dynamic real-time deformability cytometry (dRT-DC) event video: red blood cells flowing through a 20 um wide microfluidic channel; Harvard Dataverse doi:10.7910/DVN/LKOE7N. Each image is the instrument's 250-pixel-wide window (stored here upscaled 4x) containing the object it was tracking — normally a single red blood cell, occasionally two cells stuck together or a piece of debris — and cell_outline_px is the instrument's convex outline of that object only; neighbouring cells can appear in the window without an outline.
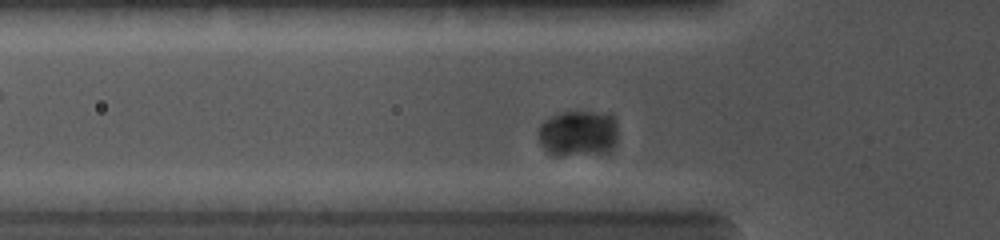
{"species": "common noctule bat (a hibernating species)", "species_latin": "Nyctalus noctula", "temperature_condition": "cold", "stored_images_in_passage": 57, "camera_frame_rate_fps": 5000, "um_per_image_px": 0.085, "animal": {"sex": "female", "body_mass_g": 19.0, "forearm_length_mm": 56.7}, "frame": {"image": 1, "passage_image": 13, "time_ms": 2.0, "image_size_px": [1000, 240], "cell_outline_px": [[616, 144], [612, 152], [560, 156], [552, 156], [544, 148], [536, 132], [540, 124], [544, 120], [552, 116], [564, 112], [612, 112], [616, 120]], "centroid_in_image_um": [49.17, 11.34], "position_along_channel_um": 76.6, "area_um2": 21.91}}
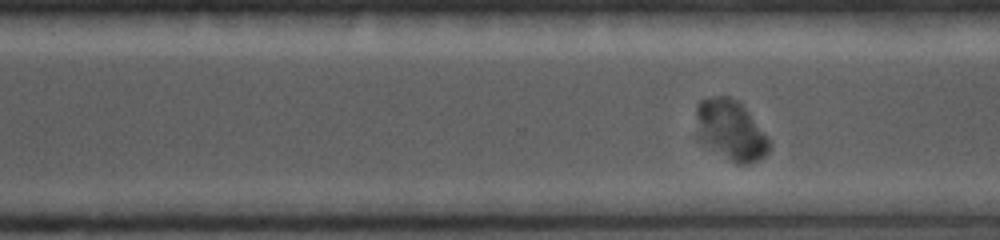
{"frame": {"image": 2, "passage_image": 37, "time_ms": 7.4, "image_size_px": [1000, 240], "cell_outline_px": [[772, 148], [764, 156], [748, 164], [736, 164], [704, 144], [700, 140], [696, 132], [696, 104], [700, 100], [716, 96], [728, 96], [736, 100], [748, 112], [772, 144]], "centroid_in_image_um": [62.09, 11.07], "position_along_channel_um": 308.5, "area_um2": 25.49}}
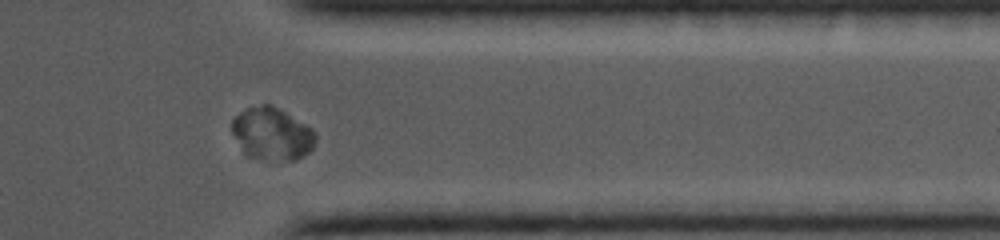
{"frame": {"image": 3, "passage_image": 48, "time_ms": 9.2, "image_size_px": [1000, 240], "cell_outline_px": [[316, 144], [308, 152], [296, 160], [264, 160], [244, 156], [232, 132], [232, 120], [244, 108], [264, 104], [268, 104], [284, 112], [312, 128], [316, 136]], "centroid_in_image_um": [23.09, 11.4], "position_along_channel_um": 388.3, "area_um2": 25.61}}